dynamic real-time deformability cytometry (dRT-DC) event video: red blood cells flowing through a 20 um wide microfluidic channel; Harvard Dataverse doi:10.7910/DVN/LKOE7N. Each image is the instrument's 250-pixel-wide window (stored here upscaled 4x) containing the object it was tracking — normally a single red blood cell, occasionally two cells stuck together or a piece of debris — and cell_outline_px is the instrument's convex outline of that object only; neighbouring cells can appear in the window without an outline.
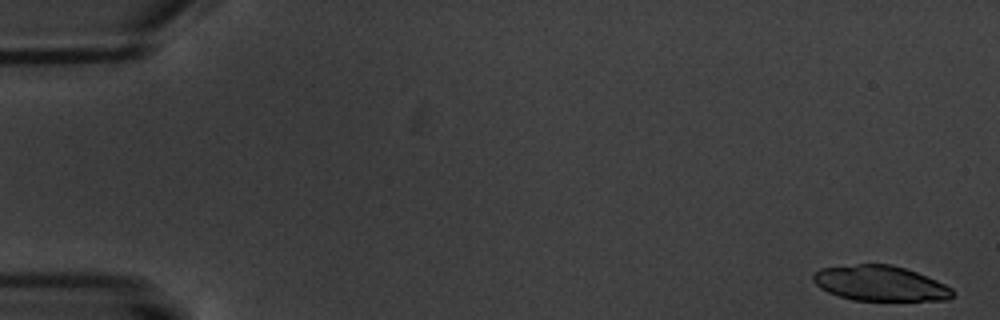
{"species": "common noctule bat (a hibernating species)", "species_latin": "Nyctalus noctula", "temperature_condition": "warm", "stored_images_in_passage": 6, "camera_frame_rate_fps": 3000, "um_per_image_px": 0.085, "animal": {"sex": "male", "body_mass_g": 20.1, "forearm_length_mm": 53.5}, "frame": {"image": 1, "passage_image": 1, "time_ms": 0.0, "image_size_px": [1000, 320], "cell_outline_px": [[956, 296], [948, 300], [852, 300], [828, 292], [820, 288], [812, 280], [812, 272], [820, 268], [856, 264], [892, 264], [916, 272], [936, 280], [952, 288], [956, 292]], "centroid_in_image_um": [74.82, 24.08], "position_along_channel_um": 10.2, "area_um2": 28.78}}